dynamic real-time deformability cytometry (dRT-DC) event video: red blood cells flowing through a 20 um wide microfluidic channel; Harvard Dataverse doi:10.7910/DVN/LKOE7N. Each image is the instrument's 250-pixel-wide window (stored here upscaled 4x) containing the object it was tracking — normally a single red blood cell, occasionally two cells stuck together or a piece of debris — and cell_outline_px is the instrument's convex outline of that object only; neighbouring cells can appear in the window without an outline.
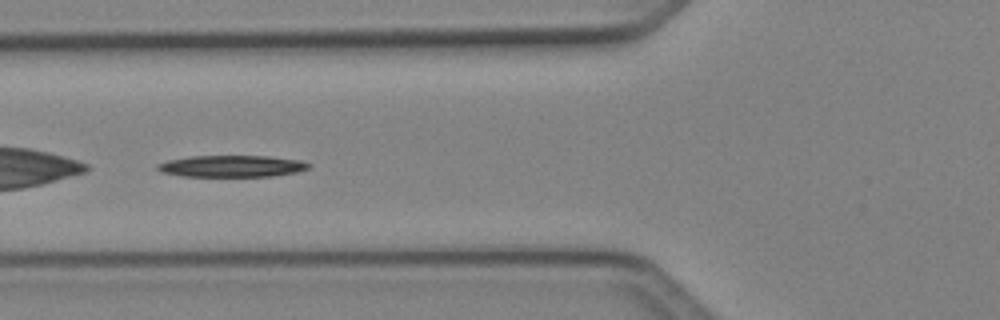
{"species": "Egyptian fruit bat (a non-hibernating species)", "species_latin": "Rousettus aegyptiacus", "temperature_condition": "cold", "stored_images_in_passage": 36, "camera_frame_rate_fps": 3000, "um_per_image_px": 0.085, "animal": {"sex": "female"}, "frame": {"image": 1, "passage_image": 9, "time_ms": 2.667, "image_size_px": [1000, 320], "cell_outline_px": [[312, 164], [308, 168], [296, 172], [272, 176], [180, 176], [160, 172], [156, 168], [156, 164], [168, 160], [192, 156], [268, 156], [300, 160]], "centroid_in_image_um": [19.67, 14.12], "position_along_channel_um": 106.1, "area_um2": 19.07}}
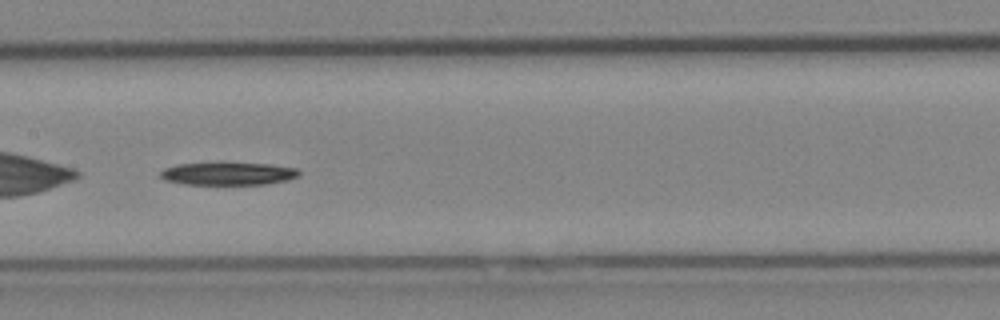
{"frame": {"image": 2, "passage_image": 15, "time_ms": 4.667, "image_size_px": [1000, 320], "cell_outline_px": [[300, 176], [288, 180], [264, 184], [184, 184], [164, 180], [160, 176], [160, 172], [164, 168], [176, 164], [224, 160], [268, 164], [296, 168], [300, 172]], "centroid_in_image_um": [19.36, 14.71], "position_along_channel_um": 188.0, "area_um2": 19.31}}
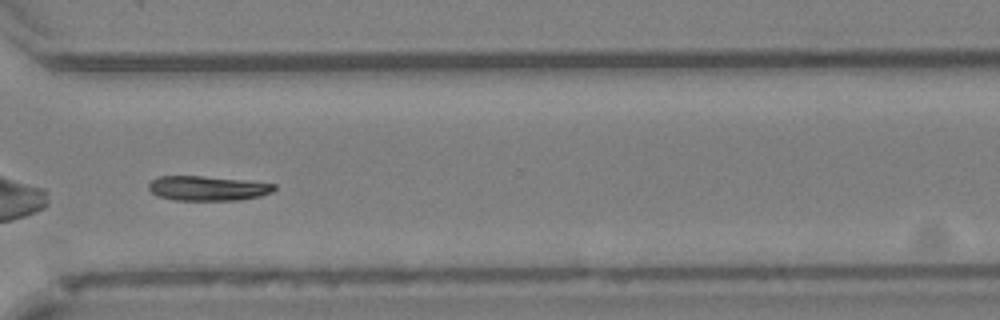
{"frame": {"image": 3, "passage_image": 27, "time_ms": 8.667, "image_size_px": [1000, 320], "cell_outline_px": [[276, 188], [272, 192], [260, 196], [240, 200], [172, 200], [160, 196], [152, 192], [148, 188], [148, 184], [152, 180], [160, 176], [204, 176], [244, 180], [276, 184]], "centroid_in_image_um": [17.67, 16.0], "position_along_channel_um": 352.9, "area_um2": 18.03}, "authors_computed_cell_mechanics": {"area_um2": 19.7676, "velocity_mm_per_s": 4.0992, "shape_relaxation_time_tau1_ms": 3.0907, "shape_relaxation_time_tau2_ms": null, "deformation_change_tau1": 0.097, "deformation_change_tau2": null}}